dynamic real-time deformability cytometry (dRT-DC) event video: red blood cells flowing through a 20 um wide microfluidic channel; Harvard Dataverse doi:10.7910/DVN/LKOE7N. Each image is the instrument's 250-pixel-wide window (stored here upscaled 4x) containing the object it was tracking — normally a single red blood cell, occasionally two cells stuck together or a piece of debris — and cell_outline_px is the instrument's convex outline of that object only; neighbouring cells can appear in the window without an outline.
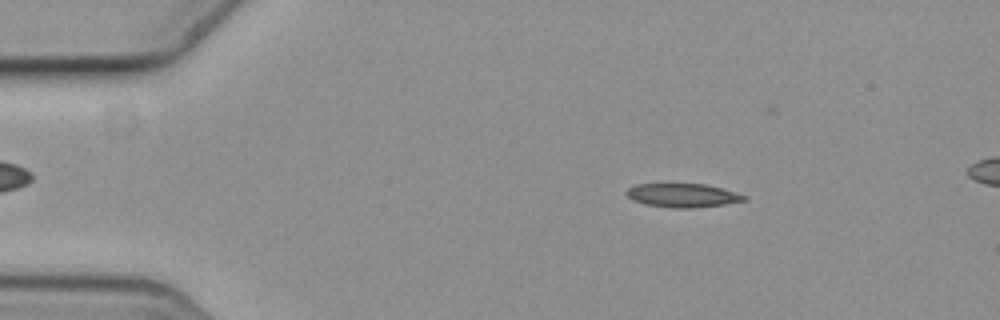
{"species": "common noctule bat (a hibernating species)", "species_latin": "Nyctalus noctula", "temperature_condition": "cold", "stored_images_in_passage": 5, "camera_frame_rate_fps": 3000, "um_per_image_px": 0.085, "animal": {"sex": "female", "body_mass_g": 19.3, "forearm_length_mm": 54.1}, "frame": {"image": 1, "passage_image": 2, "time_ms": 0.333, "image_size_px": [1000, 320], "cell_outline_px": [[748, 200], [724, 204], [692, 208], [672, 208], [644, 204], [632, 200], [624, 192], [628, 188], [636, 184], [704, 184], [720, 188], [748, 196]], "centroid_in_image_um": [58.01, 16.61], "position_along_channel_um": 27.0, "area_um2": 16.24}}
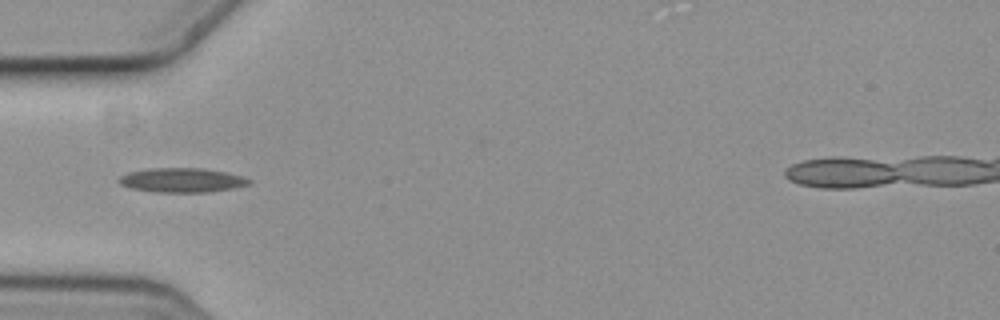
{"frame": {"image": 2, "passage_image": 4, "time_ms": 1.0, "image_size_px": [1000, 320], "cell_outline_px": [[252, 184], [232, 188], [208, 192], [156, 192], [132, 188], [120, 184], [116, 180], [120, 176], [128, 172], [148, 168], [204, 168], [224, 172], [240, 176], [252, 180]], "centroid_in_image_um": [15.44, 15.31], "position_along_channel_um": 69.6, "area_um2": 18.44}}
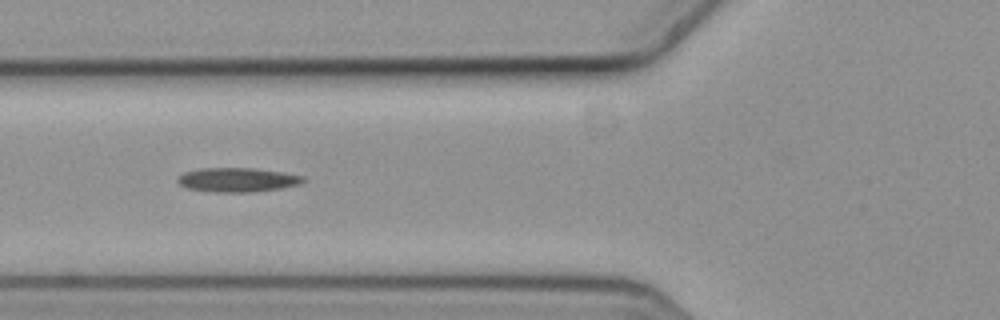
{"frame": {"image": 3, "passage_image": 5, "time_ms": 1.333, "image_size_px": [1000, 320], "cell_outline_px": [[308, 180], [300, 184], [280, 188], [256, 192], [208, 192], [188, 188], [180, 184], [176, 180], [184, 172], [200, 168], [252, 168], [284, 172], [304, 176]], "centroid_in_image_um": [20.22, 15.29], "position_along_channel_um": 105.6, "area_um2": 17.86}}